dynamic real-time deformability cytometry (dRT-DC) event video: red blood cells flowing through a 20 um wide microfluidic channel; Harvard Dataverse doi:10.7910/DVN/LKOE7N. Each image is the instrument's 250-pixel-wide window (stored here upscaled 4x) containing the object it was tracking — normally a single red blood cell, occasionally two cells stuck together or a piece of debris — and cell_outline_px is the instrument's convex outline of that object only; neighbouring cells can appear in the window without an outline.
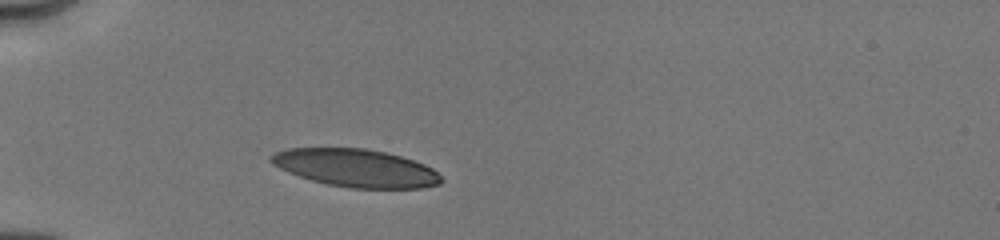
{"species": "human", "species_latin": "Homo sapiens", "temperature_condition": "cold", "stored_images_in_passage": 18, "camera_frame_rate_fps": 3000, "um_per_image_px": 0.085, "donor": {"sex": "male"}, "frame": {"image": 1, "passage_image": 4, "time_ms": 1.667, "image_size_px": [1000, 240], "cell_outline_px": [[444, 180], [440, 184], [420, 188], [348, 188], [328, 184], [312, 180], [288, 172], [272, 164], [268, 160], [268, 156], [276, 152], [288, 148], [364, 148], [384, 152], [400, 156], [424, 164], [432, 168]], "centroid_in_image_um": [30.23, 14.28], "position_along_channel_um": 54.8, "area_um2": 37.4}}
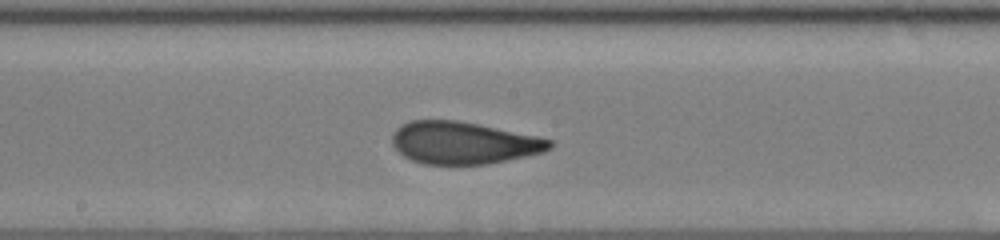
{"frame": {"image": 2, "passage_image": 12, "time_ms": 6.0, "image_size_px": [1000, 240], "cell_outline_px": [[556, 144], [552, 148], [544, 152], [488, 164], [424, 164], [412, 160], [404, 156], [392, 144], [392, 132], [400, 124], [412, 120], [456, 120], [480, 124], [536, 136], [552, 140]], "centroid_in_image_um": [39.4, 12.13], "position_along_channel_um": 208.8, "area_um2": 38.9}}
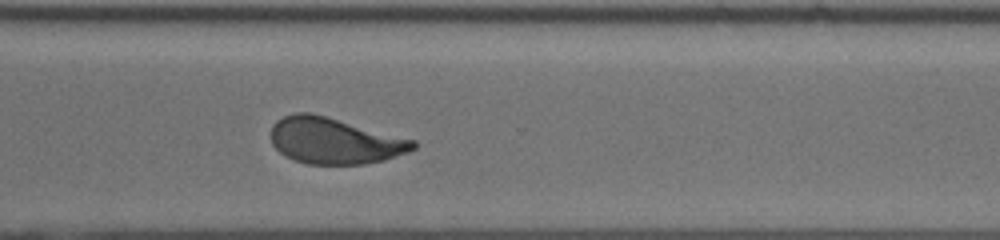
{"frame": {"image": 3, "passage_image": 18, "time_ms": 9.333, "image_size_px": [1000, 240], "cell_outline_px": [[416, 148], [408, 152], [384, 160], [364, 164], [308, 164], [284, 156], [272, 144], [272, 124], [276, 120], [284, 116], [296, 112], [308, 112], [324, 116], [416, 140]], "centroid_in_image_um": [28.43, 11.97], "position_along_channel_um": 342.2, "area_um2": 38.03}}